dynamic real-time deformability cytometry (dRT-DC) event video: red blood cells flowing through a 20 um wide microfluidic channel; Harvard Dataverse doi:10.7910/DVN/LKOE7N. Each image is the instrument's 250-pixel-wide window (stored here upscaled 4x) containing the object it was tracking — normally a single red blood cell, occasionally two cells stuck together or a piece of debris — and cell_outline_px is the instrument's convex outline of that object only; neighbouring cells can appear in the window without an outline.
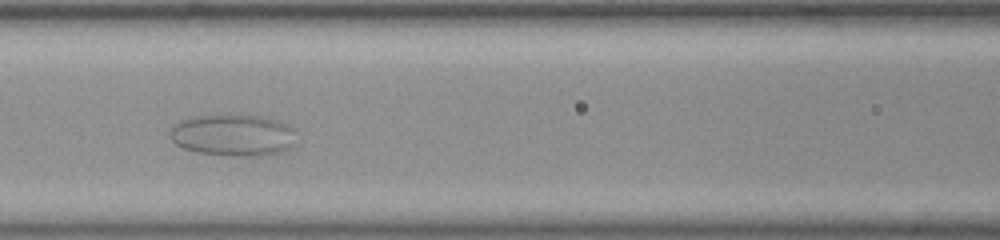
{"species": "common noctule bat (a hibernating species)", "species_latin": "Nyctalus noctula", "temperature_condition": "room temperature", "stored_images_in_passage": 45, "camera_frame_rate_fps": 3000, "um_per_image_px": 0.085, "animal": {"sex": "female", "body_mass_g": 23.0, "forearm_length_mm": 53.4}, "frame": {"image": 1, "passage_image": 18, "time_ms": 5.667, "image_size_px": [1000, 240], "cell_outline_px": [[292, 144], [288, 148], [264, 156], [228, 156], [200, 152], [184, 148], [176, 144], [172, 140], [168, 132], [180, 120], [188, 116], [228, 112], [232, 112], [268, 116], [284, 124], [288, 128]], "centroid_in_image_um": [19.69, 11.43], "position_along_channel_um": 146.9, "area_um2": 31.1}}
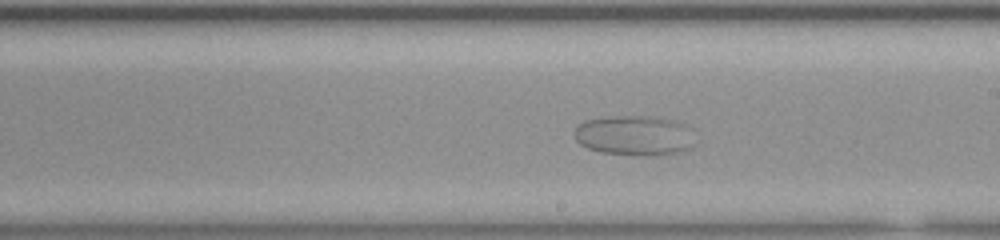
{"frame": {"image": 2, "passage_image": 25, "time_ms": 8.0, "image_size_px": [1000, 240], "cell_outline_px": [[684, 148], [676, 152], [656, 156], [636, 156], [600, 152], [588, 148], [580, 144], [576, 140], [576, 128], [580, 124], [588, 120], [612, 116], [656, 116], [680, 124]], "centroid_in_image_um": [53.65, 11.53], "position_along_channel_um": 235.3, "area_um2": 26.3}}
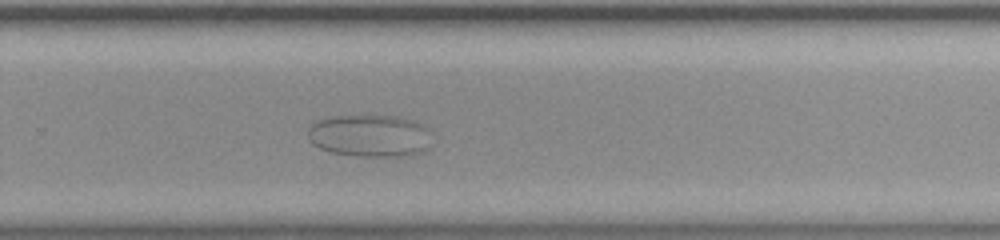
{"frame": {"image": 3, "passage_image": 30, "time_ms": 9.667, "image_size_px": [1000, 240], "cell_outline_px": [[424, 148], [420, 152], [408, 156], [360, 156], [332, 152], [320, 148], [312, 144], [308, 136], [308, 128], [312, 124], [328, 116], [396, 116], [412, 120], [420, 124], [424, 128]], "centroid_in_image_um": [31.29, 11.53], "position_along_channel_um": 298.5, "area_um2": 29.59}}